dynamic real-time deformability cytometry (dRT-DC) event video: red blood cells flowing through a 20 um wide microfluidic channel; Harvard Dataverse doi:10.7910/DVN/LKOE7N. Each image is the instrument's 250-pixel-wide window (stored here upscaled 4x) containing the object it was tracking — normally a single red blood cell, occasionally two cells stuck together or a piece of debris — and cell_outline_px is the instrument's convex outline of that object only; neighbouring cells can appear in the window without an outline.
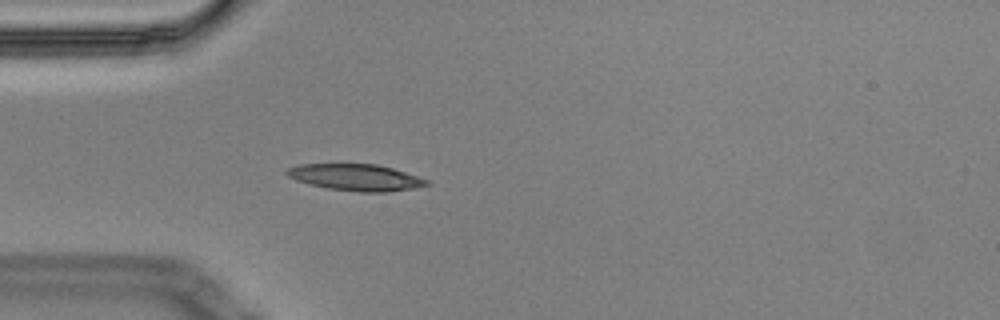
{"species": "Egyptian fruit bat (a non-hibernating species)", "species_latin": "Rousettus aegyptiacus", "temperature_condition": "cold", "stored_images_in_passage": 4, "camera_frame_rate_fps": 3000, "um_per_image_px": 0.085, "animal": {"sex": "male"}, "frame": {"image": 1, "passage_image": 4, "time_ms": 1.0, "image_size_px": [1000, 320], "cell_outline_px": [[432, 184], [416, 188], [388, 192], [360, 192], [328, 188], [308, 184], [296, 180], [288, 176], [284, 172], [288, 168], [296, 164], [376, 164], [392, 168], [428, 180]], "centroid_in_image_um": [30.23, 15.08], "position_along_channel_um": 54.8, "area_um2": 21.68}}